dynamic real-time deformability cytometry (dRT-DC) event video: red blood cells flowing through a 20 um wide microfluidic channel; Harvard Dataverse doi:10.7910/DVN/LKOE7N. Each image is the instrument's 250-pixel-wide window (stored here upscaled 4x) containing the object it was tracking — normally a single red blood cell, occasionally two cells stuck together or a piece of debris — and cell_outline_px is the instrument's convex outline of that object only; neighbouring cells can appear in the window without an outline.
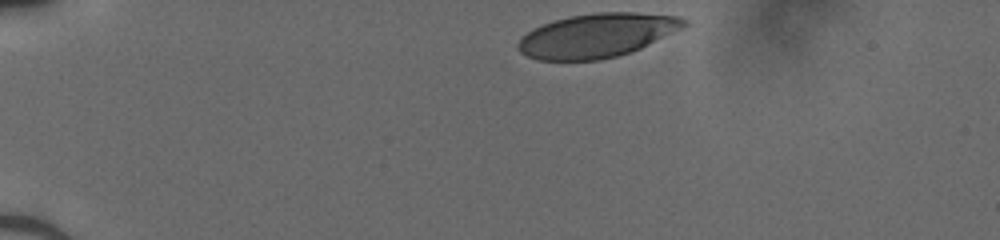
{"species": "human", "species_latin": "Homo sapiens", "temperature_condition": "cold", "stored_images_in_passage": 33, "camera_frame_rate_fps": 3000, "um_per_image_px": 0.085, "donor": {"sex": "male"}, "frame": {"image": 1, "passage_image": 1, "time_ms": 0.0, "image_size_px": [1000, 240], "cell_outline_px": [[688, 24], [684, 28], [640, 48], [616, 56], [600, 60], [536, 60], [520, 52], [516, 48], [516, 44], [528, 32], [552, 20], [572, 16], [596, 12], [636, 12], [676, 16], [688, 20]], "centroid_in_image_um": [50.76, 3.01], "position_along_channel_um": 34.2, "area_um2": 42.31}}
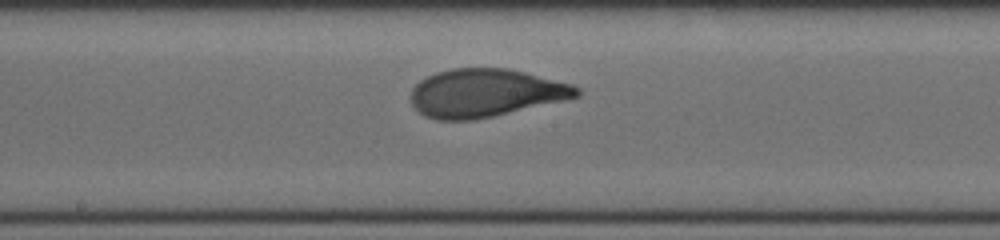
{"frame": {"image": 2, "passage_image": 19, "time_ms": 6.0, "image_size_px": [1000, 240], "cell_outline_px": [[580, 96], [564, 100], [492, 116], [472, 120], [436, 120], [424, 116], [412, 104], [412, 88], [420, 80], [436, 72], [452, 68], [508, 68], [572, 84], [580, 88]], "centroid_in_image_um": [41.25, 7.9], "position_along_channel_um": 207.0, "area_um2": 46.18}}
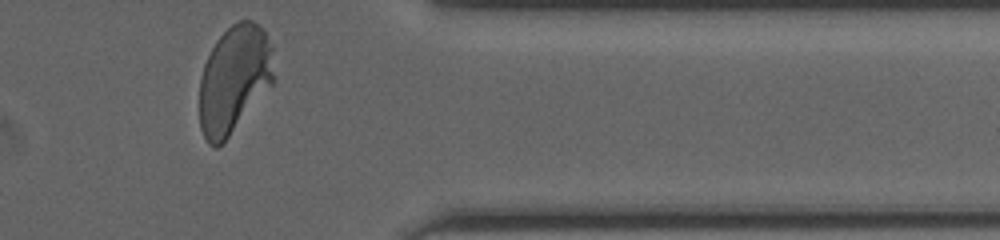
{"frame": {"image": 3, "passage_image": 33, "time_ms": 10.667, "image_size_px": [1000, 240], "cell_outline_px": [[276, 80], [228, 136], [216, 148], [212, 148], [208, 144], [200, 128], [200, 76], [204, 64], [216, 40], [236, 20], [252, 20], [260, 24], [264, 28], [272, 44], [276, 76]], "centroid_in_image_um": [19.94, 6.69], "position_along_channel_um": 391.5, "area_um2": 47.11}}